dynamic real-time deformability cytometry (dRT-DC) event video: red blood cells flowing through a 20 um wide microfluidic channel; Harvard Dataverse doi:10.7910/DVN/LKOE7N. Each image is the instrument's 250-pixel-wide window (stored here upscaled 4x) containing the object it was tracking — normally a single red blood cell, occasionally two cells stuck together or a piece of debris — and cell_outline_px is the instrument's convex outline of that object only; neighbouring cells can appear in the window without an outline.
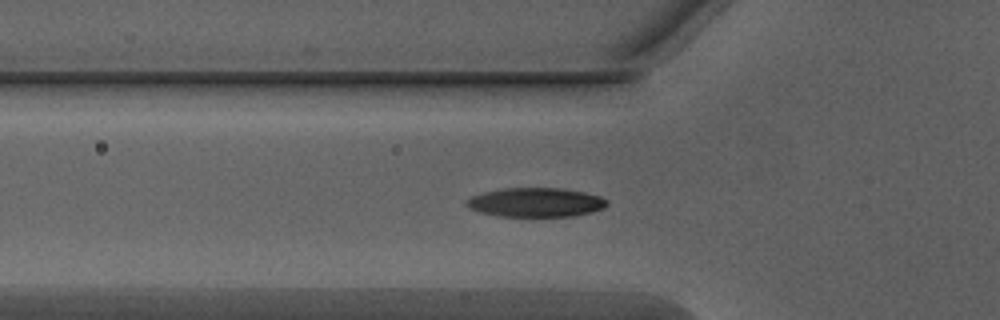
{"species": "Egyptian fruit bat (a non-hibernating species)", "species_latin": "Rousettus aegyptiacus", "temperature_condition": "warm", "stored_images_in_passage": 52, "camera_frame_rate_fps": 3000, "um_per_image_px": 0.085, "animal": {"sex": "male"}, "frame": {"image": 1, "passage_image": 17, "time_ms": 5.333, "image_size_px": [1000, 320], "cell_outline_px": [[608, 204], [604, 208], [592, 212], [576, 216], [496, 216], [480, 212], [468, 208], [464, 204], [464, 200], [472, 196], [484, 192], [504, 188], [560, 188], [584, 192], [600, 196], [608, 200]], "centroid_in_image_um": [45.53, 17.2], "position_along_channel_um": 80.3, "area_um2": 24.04}}
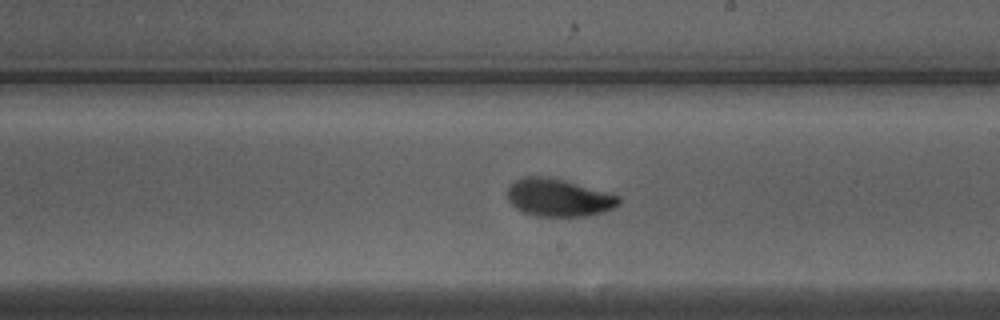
{"frame": {"image": 2, "passage_image": 29, "time_ms": 9.333, "image_size_px": [1000, 320], "cell_outline_px": [[620, 204], [604, 212], [584, 216], [536, 216], [524, 212], [516, 208], [508, 200], [508, 188], [516, 180], [524, 176], [548, 176], [564, 180], [608, 192], [620, 196]], "centroid_in_image_um": [47.49, 16.79], "position_along_channel_um": 241.5, "area_um2": 24.39}}
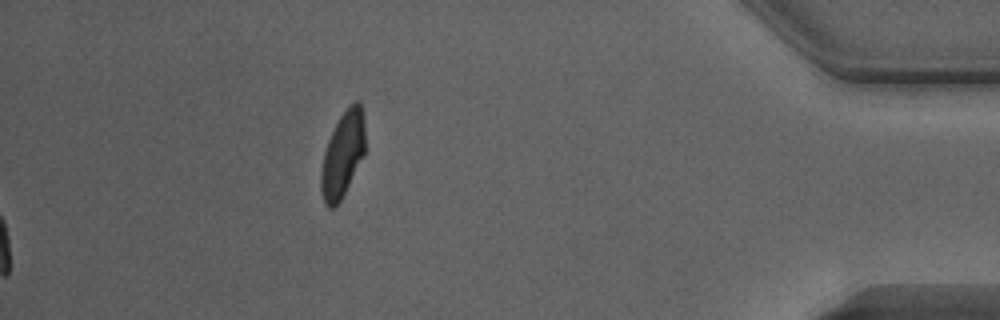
{"frame": {"image": 3, "passage_image": 52, "time_ms": 17.0, "image_size_px": [1000, 320], "cell_outline_px": [[364, 156], [340, 200], [332, 208], [328, 208], [324, 204], [320, 192], [320, 172], [324, 152], [328, 140], [340, 116], [356, 100], [360, 100], [364, 120]], "centroid_in_image_um": [29.11, 13.16], "position_along_channel_um": 406.1, "area_um2": 21.79}, "authors_computed_cell_mechanics": {"area_um2": 23.6691, "velocity_mm_per_s": 4.0207, "shape_relaxation_time_tau1_ms": 2.1173, "shape_relaxation_time_tau2_ms": 0.7525, "deformation_change_tau1": 0.1464, "deformation_change_tau2": 0.0521}}